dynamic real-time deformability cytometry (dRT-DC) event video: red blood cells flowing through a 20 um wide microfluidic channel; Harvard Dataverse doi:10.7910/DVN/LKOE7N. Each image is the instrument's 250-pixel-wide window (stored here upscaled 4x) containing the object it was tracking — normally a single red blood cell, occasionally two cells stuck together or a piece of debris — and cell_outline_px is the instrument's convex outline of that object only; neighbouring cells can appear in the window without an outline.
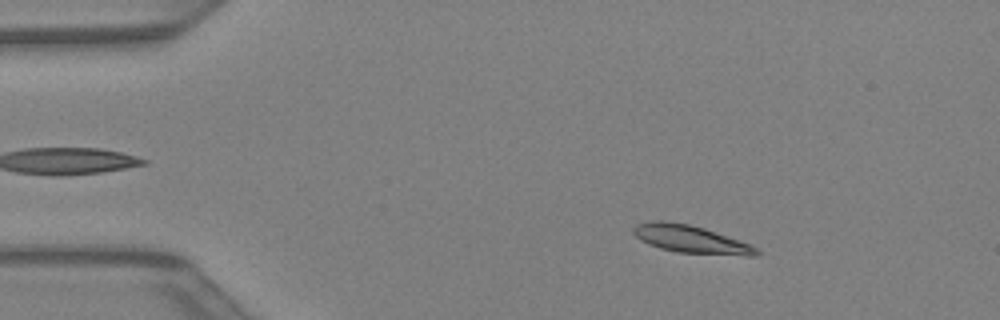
{"species": "Egyptian fruit bat (a non-hibernating species)", "species_latin": "Rousettus aegyptiacus", "temperature_condition": "warm", "stored_images_in_passage": 42, "camera_frame_rate_fps": 3000, "um_per_image_px": 0.085, "animal": {"sex": "female"}, "frame": {"image": 1, "passage_image": 6, "time_ms": 1.667, "image_size_px": [1000, 320], "cell_outline_px": [[760, 252], [756, 256], [748, 256], [680, 252], [660, 248], [648, 244], [640, 240], [632, 232], [632, 228], [636, 224], [652, 220], [664, 220], [688, 224], [704, 228], [740, 240], [756, 248]], "centroid_in_image_um": [58.68, 20.32], "position_along_channel_um": 26.3, "area_um2": 19.83}}
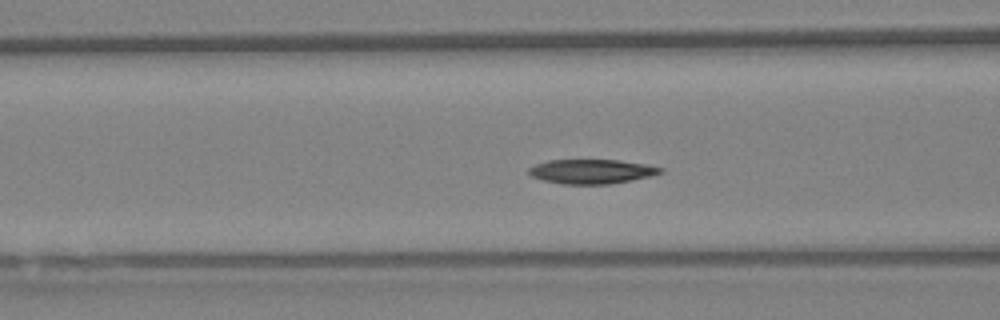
{"frame": {"image": 2, "passage_image": 16, "time_ms": 5.0, "image_size_px": [1000, 320], "cell_outline_px": [[664, 172], [632, 180], [608, 184], [560, 184], [544, 180], [532, 176], [528, 172], [528, 168], [536, 164], [548, 160], [616, 160], [644, 164], [664, 168]], "centroid_in_image_um": [50.27, 14.57], "position_along_channel_um": 116.3, "area_um2": 18.55}}
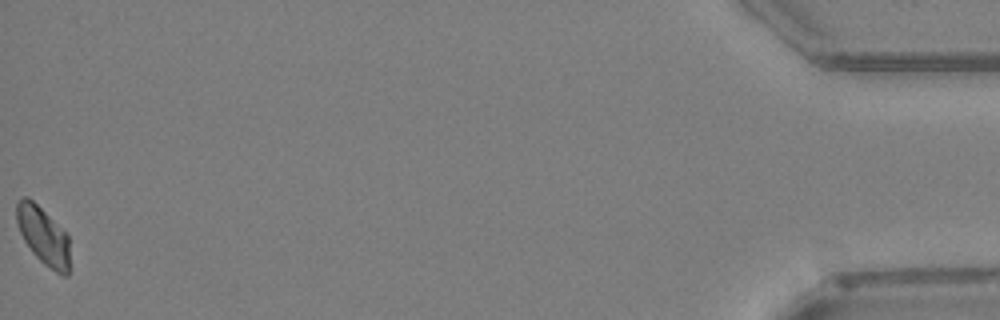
{"frame": {"image": 3, "passage_image": 42, "time_ms": 13.667, "image_size_px": [1000, 320], "cell_outline_px": [[68, 276], [64, 276], [56, 272], [44, 264], [32, 252], [24, 240], [20, 232], [16, 220], [16, 204], [24, 196], [28, 196], [68, 236]], "centroid_in_image_um": [3.65, 20.05], "position_along_channel_um": 431.6, "area_um2": 17.34}}